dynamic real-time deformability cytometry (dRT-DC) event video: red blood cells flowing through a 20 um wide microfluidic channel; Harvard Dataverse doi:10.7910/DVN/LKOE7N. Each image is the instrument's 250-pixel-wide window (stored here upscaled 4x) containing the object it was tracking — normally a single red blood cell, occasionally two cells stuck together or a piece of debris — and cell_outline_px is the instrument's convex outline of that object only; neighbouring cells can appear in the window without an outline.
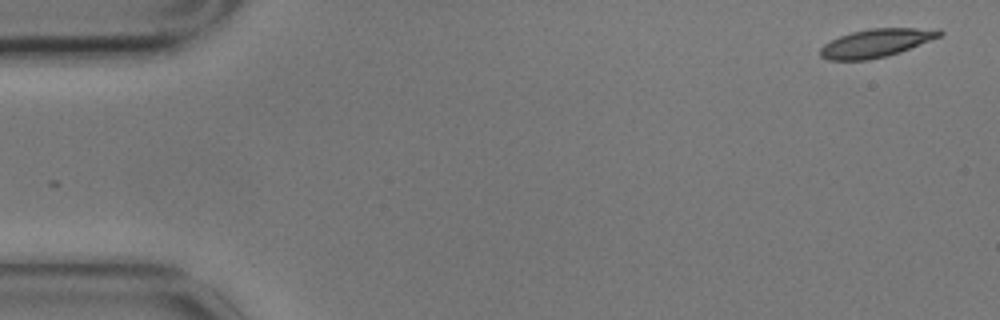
{"species": "common noctule bat (a hibernating species)", "species_latin": "Nyctalus noctula", "temperature_condition": "cold", "stored_images_in_passage": 3, "camera_frame_rate_fps": 3000, "um_per_image_px": 0.085, "animal": {"sex": "male", "body_mass_g": 17.9}, "frame": {"image": 1, "passage_image": 1, "time_ms": 0.0, "image_size_px": [1000, 320], "cell_outline_px": [[944, 32], [940, 36], [900, 52], [888, 56], [868, 60], [828, 60], [820, 56], [820, 48], [824, 44], [840, 36], [852, 32], [868, 28], [940, 28]], "centroid_in_image_um": [74.48, 3.65], "position_along_channel_um": 10.5, "area_um2": 19.65}}